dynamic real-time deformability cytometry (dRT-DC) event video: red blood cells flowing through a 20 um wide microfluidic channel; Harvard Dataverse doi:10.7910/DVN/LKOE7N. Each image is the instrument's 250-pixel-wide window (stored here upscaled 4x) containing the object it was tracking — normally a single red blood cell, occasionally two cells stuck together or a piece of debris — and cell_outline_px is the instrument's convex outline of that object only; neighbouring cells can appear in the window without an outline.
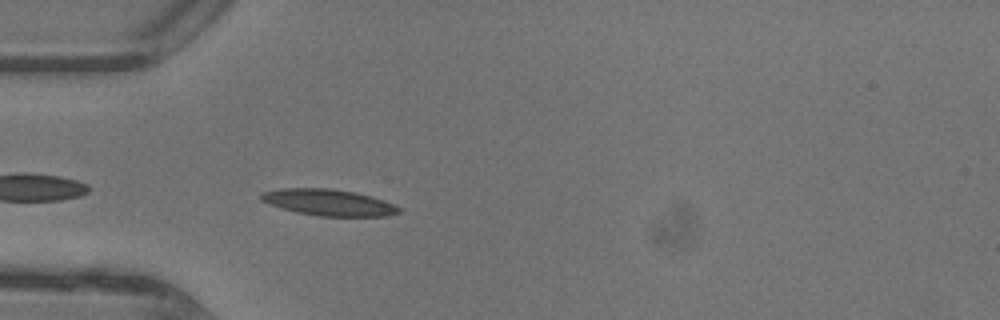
{"species": "common noctule bat (a hibernating species)", "species_latin": "Nyctalus noctula", "temperature_condition": "warm", "stored_images_in_passage": 28, "camera_frame_rate_fps": 3000, "um_per_image_px": 0.085, "animal": {"sex": "female"}, "frame": {"image": 1, "passage_image": 2, "time_ms": 0.333, "image_size_px": [1000, 320], "cell_outline_px": [[400, 212], [388, 216], [320, 216], [296, 212], [268, 204], [260, 200], [260, 192], [280, 188], [328, 188], [356, 192], [372, 196], [384, 200], [400, 208]], "centroid_in_image_um": [27.9, 17.2], "position_along_channel_um": 57.1, "area_um2": 21.27}}
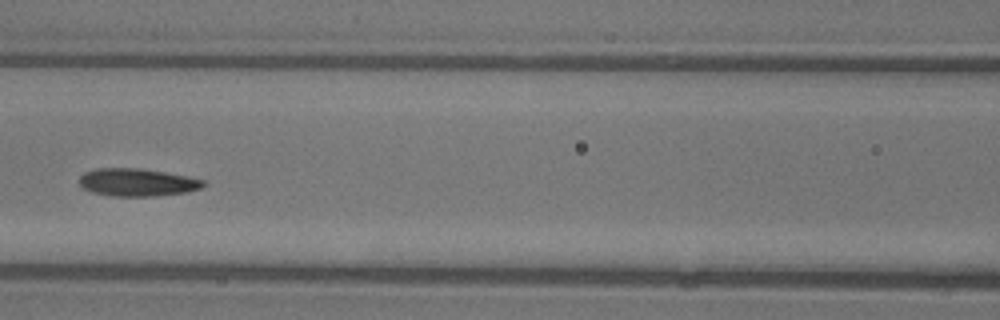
{"frame": {"image": 2, "passage_image": 9, "time_ms": 2.667, "image_size_px": [1000, 320], "cell_outline_px": [[204, 188], [188, 192], [152, 196], [112, 196], [92, 192], [84, 188], [80, 184], [80, 176], [84, 172], [96, 168], [140, 168], [188, 176], [204, 180]], "centroid_in_image_um": [11.68, 15.5], "position_along_channel_um": 154.9, "area_um2": 20.06}}
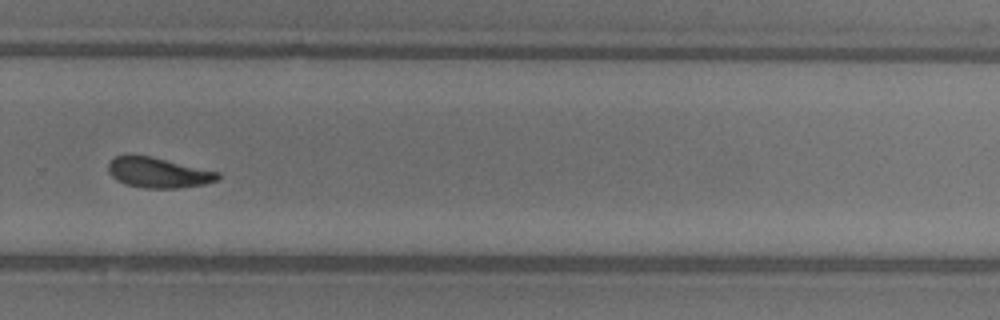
{"frame": {"image": 3, "passage_image": 20, "time_ms": 6.333, "image_size_px": [1000, 320], "cell_outline_px": [[220, 180], [204, 184], [176, 188], [144, 188], [128, 184], [116, 180], [108, 172], [108, 164], [116, 156], [128, 152], [132, 152], [152, 156], [220, 172]], "centroid_in_image_um": [13.43, 14.63], "position_along_channel_um": 316.4, "area_um2": 19.77}, "authors_computed_cell_mechanics": {"area_um2": 19.7965, "velocity_mm_per_s": 4.4226, "shape_relaxation_time_tau1_ms": 4.0392, "shape_relaxation_time_tau2_ms": 2.4894, "deformation_change_tau1": 0.1573, "deformation_change_tau2": 0.0937}}